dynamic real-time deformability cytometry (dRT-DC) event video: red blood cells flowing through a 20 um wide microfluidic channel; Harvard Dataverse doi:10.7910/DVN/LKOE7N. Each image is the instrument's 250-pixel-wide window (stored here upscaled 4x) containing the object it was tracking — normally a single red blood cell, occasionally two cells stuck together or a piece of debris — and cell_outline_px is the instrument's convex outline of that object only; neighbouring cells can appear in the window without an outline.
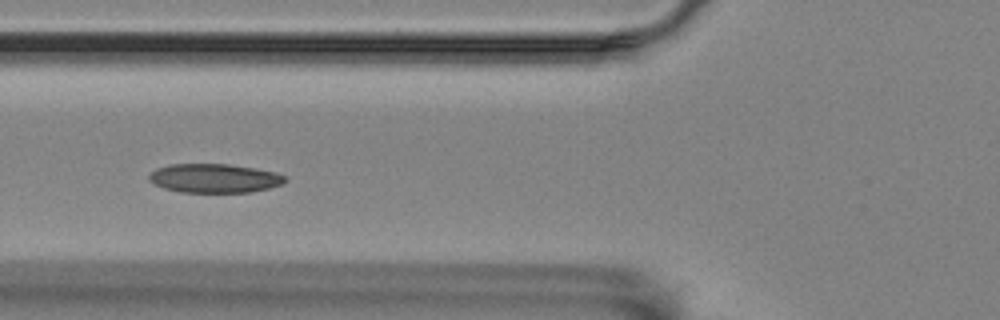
{"species": "Egyptian fruit bat (a non-hibernating species)", "species_latin": "Rousettus aegyptiacus", "temperature_condition": "room temperature", "stored_images_in_passage": 7, "camera_frame_rate_fps": 3000, "um_per_image_px": 0.085, "animal": {"sex": "female"}, "frame": {"image": 1, "passage_image": 6, "time_ms": 1.667, "image_size_px": [1000, 320], "cell_outline_px": [[288, 180], [284, 184], [252, 192], [180, 192], [164, 188], [148, 180], [148, 176], [156, 168], [168, 164], [228, 164], [256, 168], [276, 172], [288, 176]], "centroid_in_image_um": [18.27, 15.14], "position_along_channel_um": 107.5, "area_um2": 23.18}}
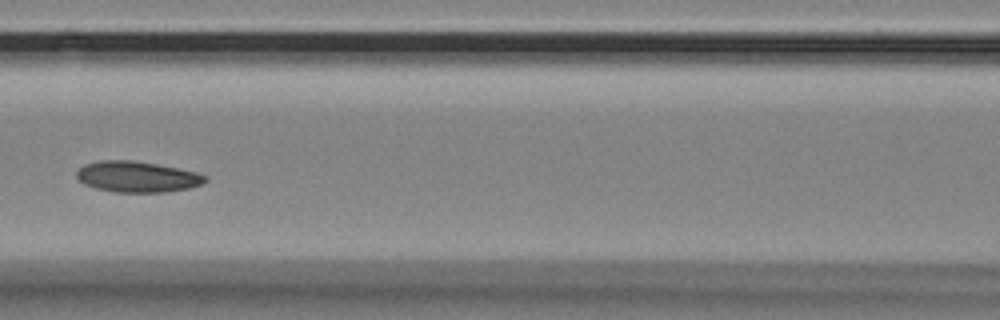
{"frame": {"image": 2, "passage_image": 7, "time_ms": 2.0, "image_size_px": [1000, 320], "cell_outline_px": [[208, 180], [204, 184], [188, 188], [164, 192], [116, 192], [96, 188], [84, 184], [76, 176], [76, 172], [84, 164], [100, 160], [132, 160], [156, 164], [196, 172], [208, 176]], "centroid_in_image_um": [11.67, 15.02], "position_along_channel_um": 154.9, "area_um2": 23.12}}